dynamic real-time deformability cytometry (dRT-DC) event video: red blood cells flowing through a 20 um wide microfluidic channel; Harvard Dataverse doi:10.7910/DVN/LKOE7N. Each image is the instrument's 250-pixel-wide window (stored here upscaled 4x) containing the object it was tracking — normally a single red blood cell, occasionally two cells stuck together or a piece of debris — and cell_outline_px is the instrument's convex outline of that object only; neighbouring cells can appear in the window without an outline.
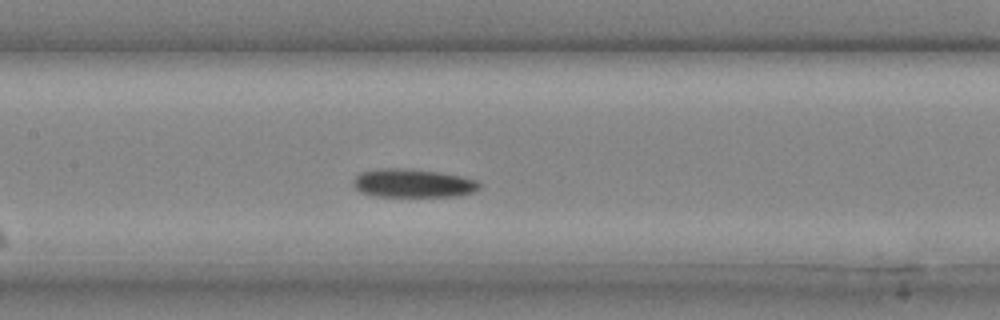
{"species": "common noctule bat (a hibernating species)", "species_latin": "Nyctalus noctula", "temperature_condition": "cold", "stored_images_in_passage": 20, "camera_frame_rate_fps": 3000, "um_per_image_px": 0.085, "animal": {"sex": "male", "body_mass_g": 20.4}, "frame": {"image": 1, "passage_image": 6, "time_ms": 1.667, "image_size_px": [1000, 320], "cell_outline_px": [[480, 188], [472, 192], [456, 196], [376, 196], [360, 192], [356, 188], [356, 176], [360, 172], [380, 168], [404, 168], [436, 172], [460, 176], [476, 180], [480, 184]], "centroid_in_image_um": [35.11, 15.57], "position_along_channel_um": 172.3, "area_um2": 20.58}}